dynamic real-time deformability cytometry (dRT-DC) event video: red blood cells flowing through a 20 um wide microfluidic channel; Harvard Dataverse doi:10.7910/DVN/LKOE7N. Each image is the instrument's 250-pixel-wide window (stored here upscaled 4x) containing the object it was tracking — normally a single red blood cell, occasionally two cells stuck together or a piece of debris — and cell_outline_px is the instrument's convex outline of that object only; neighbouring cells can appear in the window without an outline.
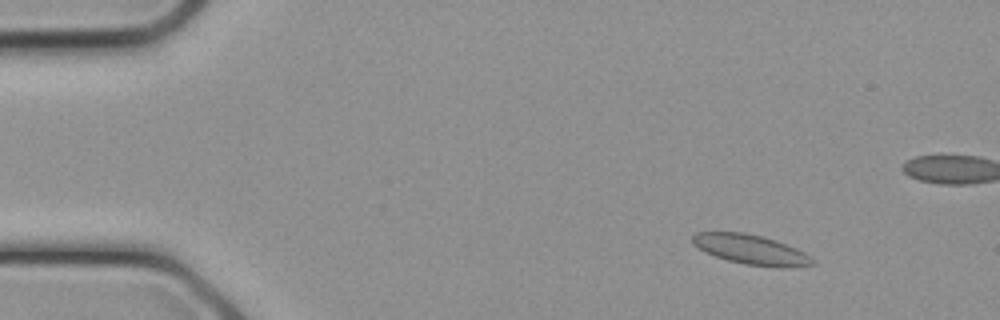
{"species": "common noctule bat (a hibernating species)", "species_latin": "Nyctalus noctula", "temperature_condition": "cold", "stored_images_in_passage": 25, "camera_frame_rate_fps": 3000, "um_per_image_px": 0.085, "animal": {"sex": "female", "body_mass_g": 21.9}, "frame": {"image": 1, "passage_image": 3, "time_ms": 0.667, "image_size_px": [1000, 320], "cell_outline_px": [[804, 264], [752, 264], [732, 260], [708, 252], [700, 248], [692, 240], [700, 232], [736, 232], [756, 236], [772, 240], [792, 248], [800, 252]], "centroid_in_image_um": [63.53, 21.12], "position_along_channel_um": 21.5, "area_um2": 17.51}}
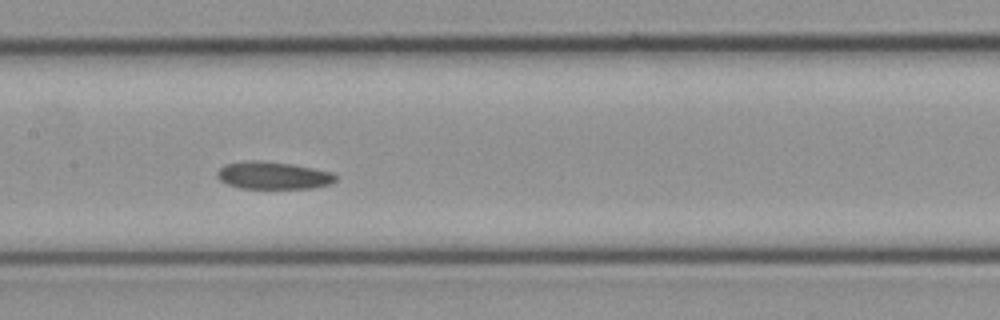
{"frame": {"image": 2, "passage_image": 12, "time_ms": 3.667, "image_size_px": [1000, 320], "cell_outline_px": [[336, 176], [332, 180], [324, 184], [300, 188], [248, 188], [232, 184], [224, 180], [220, 176], [220, 168], [232, 164], [284, 164], [324, 172]], "centroid_in_image_um": [23.22, 14.97], "position_along_channel_um": 184.2, "area_um2": 16.07}}
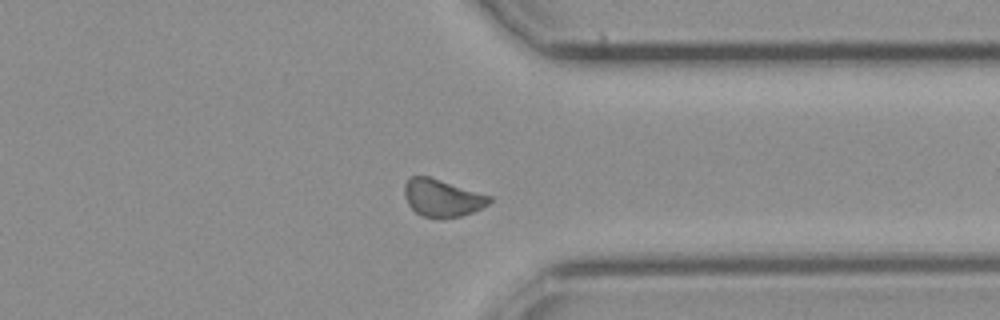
{"frame": {"image": 3, "passage_image": 19, "time_ms": 6.0, "image_size_px": [1000, 320], "cell_outline_px": [[492, 200], [480, 208], [456, 216], [424, 216], [416, 212], [412, 208], [408, 200], [408, 180], [412, 176], [428, 176], [488, 196]], "centroid_in_image_um": [37.59, 16.8], "position_along_channel_um": 373.8, "area_um2": 16.88}}